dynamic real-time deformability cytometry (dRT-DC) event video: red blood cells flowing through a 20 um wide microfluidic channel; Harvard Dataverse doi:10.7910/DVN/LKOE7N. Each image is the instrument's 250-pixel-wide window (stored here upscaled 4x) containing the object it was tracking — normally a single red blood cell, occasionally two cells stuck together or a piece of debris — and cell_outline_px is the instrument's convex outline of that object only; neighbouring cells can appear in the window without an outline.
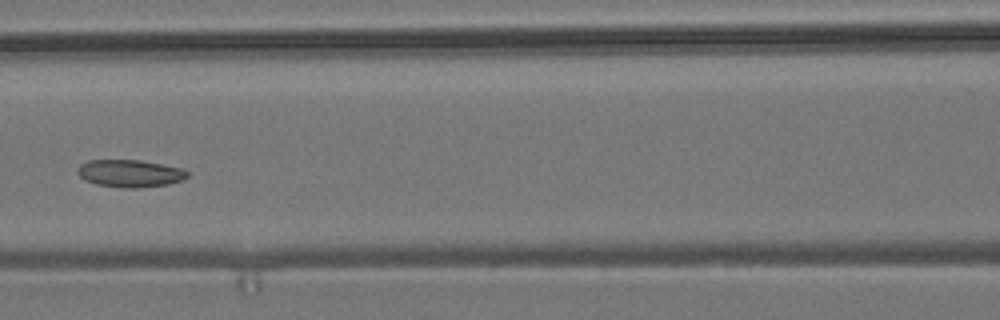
{"species": "common noctule bat (a hibernating species)", "species_latin": "Nyctalus noctula", "temperature_condition": "room temperature", "stored_images_in_passage": 6, "camera_frame_rate_fps": 3000, "um_per_image_px": 0.085, "animal": {"sex": "male", "body_mass_g": 19.2, "forearm_length_mm": 51.8}, "frame": {"image": 1, "passage_image": 6, "time_ms": 1.667, "image_size_px": [1000, 320], "cell_outline_px": [[188, 176], [184, 180], [168, 184], [136, 188], [124, 188], [96, 184], [84, 180], [76, 172], [76, 168], [80, 164], [88, 160], [140, 160], [184, 168], [188, 172]], "centroid_in_image_um": [11.04, 14.73], "position_along_channel_um": 155.6, "area_um2": 17.74}}